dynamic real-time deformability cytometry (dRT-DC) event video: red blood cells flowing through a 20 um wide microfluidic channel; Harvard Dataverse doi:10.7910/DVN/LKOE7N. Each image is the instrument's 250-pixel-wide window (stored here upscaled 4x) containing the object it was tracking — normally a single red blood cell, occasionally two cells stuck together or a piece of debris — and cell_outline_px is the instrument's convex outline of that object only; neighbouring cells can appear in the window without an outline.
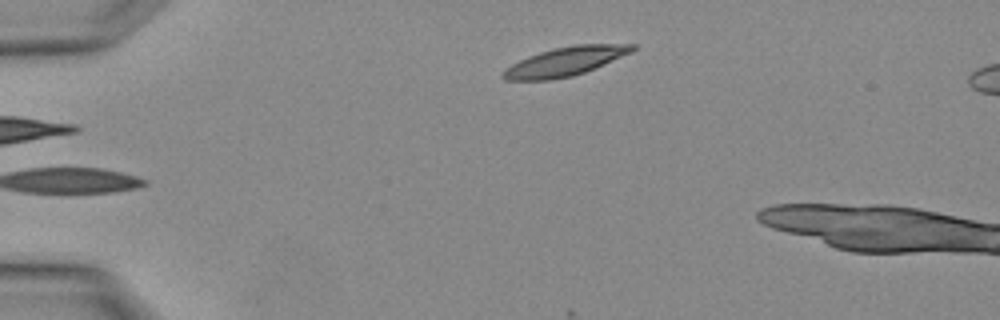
{"species": "Egyptian fruit bat (a non-hibernating species)", "species_latin": "Rousettus aegyptiacus", "temperature_condition": "warm", "stored_images_in_passage": 3, "camera_frame_rate_fps": 3000, "um_per_image_px": 0.085, "animal": {"sex": "female"}, "frame": {"image": 1, "passage_image": 3, "time_ms": 0.667, "image_size_px": [1000, 320], "cell_outline_px": [[636, 48], [632, 52], [584, 72], [572, 76], [552, 80], [504, 80], [500, 76], [500, 72], [504, 68], [528, 56], [540, 52], [572, 44], [636, 44]], "centroid_in_image_um": [47.99, 5.23], "position_along_channel_um": 37.0, "area_um2": 21.73}}